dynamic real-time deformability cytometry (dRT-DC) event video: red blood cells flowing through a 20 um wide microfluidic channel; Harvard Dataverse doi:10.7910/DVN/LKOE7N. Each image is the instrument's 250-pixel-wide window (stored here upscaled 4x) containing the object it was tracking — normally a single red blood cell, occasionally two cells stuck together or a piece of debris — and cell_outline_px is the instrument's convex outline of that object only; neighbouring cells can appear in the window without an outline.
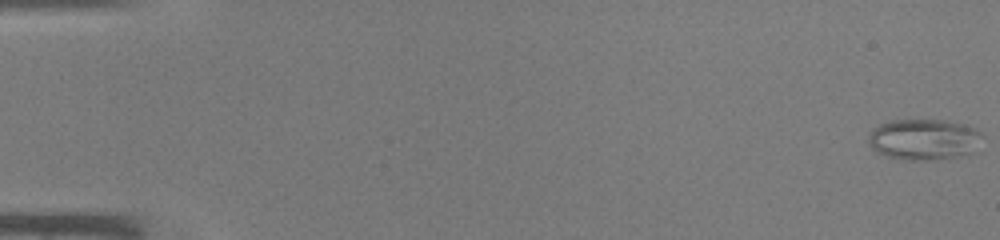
{"species": "common noctule bat (a hibernating species)", "species_latin": "Nyctalus noctula", "temperature_condition": "warm", "stored_images_in_passage": 30, "camera_frame_rate_fps": 3000, "um_per_image_px": 0.085, "animal": {"sex": "male", "body_mass_g": 19.0, "forearm_length_mm": 50.8}, "frame": {"image": 1, "passage_image": 1, "time_ms": 0.0, "image_size_px": [1000, 240], "cell_outline_px": [[984, 136], [972, 152], [956, 156], [928, 160], [904, 160], [888, 156], [876, 152], [872, 148], [868, 140], [868, 132], [880, 124], [892, 120], [944, 120], [976, 128]], "centroid_in_image_um": [78.5, 11.84], "position_along_channel_um": 6.5, "area_um2": 27.05}}
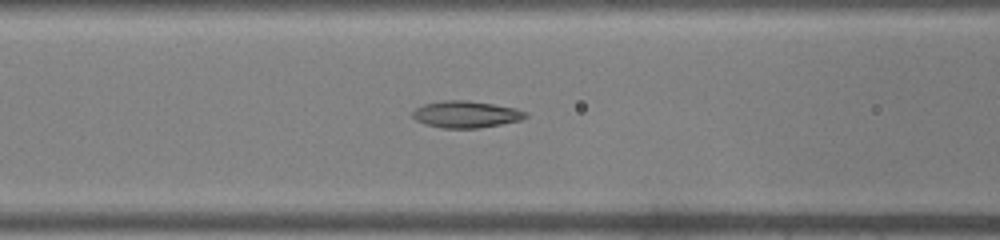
{"frame": {"image": 2, "passage_image": 20, "time_ms": 6.333, "image_size_px": [1000, 240], "cell_outline_px": [[528, 116], [520, 120], [500, 124], [476, 128], [444, 128], [424, 124], [416, 120], [412, 116], [412, 112], [416, 108], [424, 104], [444, 100], [468, 100], [516, 108], [528, 112]], "centroid_in_image_um": [39.6, 9.71], "position_along_channel_um": 127.0, "area_um2": 17.57}}
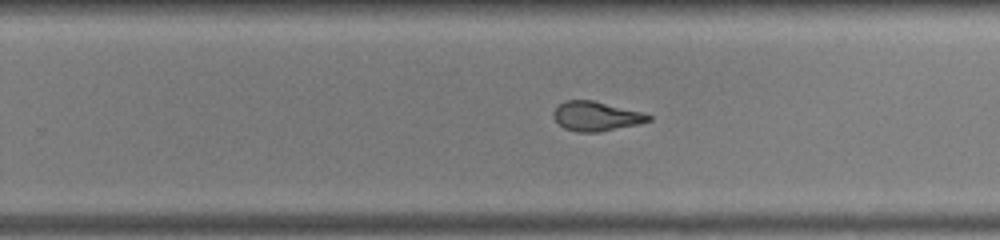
{"frame": {"image": 3, "passage_image": 30, "time_ms": 9.667, "image_size_px": [1000, 240], "cell_outline_px": [[652, 120], [640, 124], [600, 132], [576, 132], [564, 128], [552, 116], [552, 112], [564, 100], [592, 100], [640, 112], [652, 116]], "centroid_in_image_um": [50.66, 9.89], "position_along_channel_um": 279.1, "area_um2": 16.24}}